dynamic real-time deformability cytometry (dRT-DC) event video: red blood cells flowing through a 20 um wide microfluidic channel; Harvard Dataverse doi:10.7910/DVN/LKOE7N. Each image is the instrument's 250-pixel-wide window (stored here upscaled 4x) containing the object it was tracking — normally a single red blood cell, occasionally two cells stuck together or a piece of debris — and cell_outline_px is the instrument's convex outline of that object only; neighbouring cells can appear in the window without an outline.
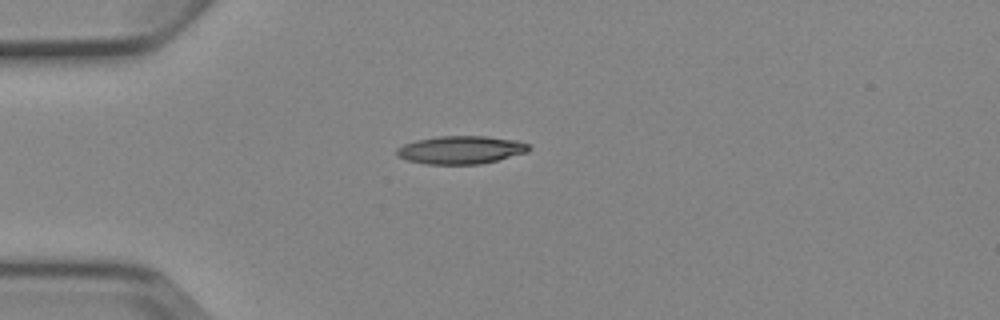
{"species": "Egyptian fruit bat (a non-hibernating species)", "species_latin": "Rousettus aegyptiacus", "temperature_condition": "cold", "stored_images_in_passage": 1, "camera_frame_rate_fps": 3000, "um_per_image_px": 0.085, "animal": {"sex": "female"}, "frame": {"image": 1, "passage_image": 1, "time_ms": 0.0, "image_size_px": [1000, 320], "cell_outline_px": [[532, 148], [528, 152], [480, 164], [428, 164], [408, 160], [396, 156], [396, 148], [404, 144], [416, 140], [440, 136], [488, 136], [520, 140], [528, 144]], "centroid_in_image_um": [39.2, 12.73], "position_along_channel_um": 45.8, "area_um2": 21.68}}